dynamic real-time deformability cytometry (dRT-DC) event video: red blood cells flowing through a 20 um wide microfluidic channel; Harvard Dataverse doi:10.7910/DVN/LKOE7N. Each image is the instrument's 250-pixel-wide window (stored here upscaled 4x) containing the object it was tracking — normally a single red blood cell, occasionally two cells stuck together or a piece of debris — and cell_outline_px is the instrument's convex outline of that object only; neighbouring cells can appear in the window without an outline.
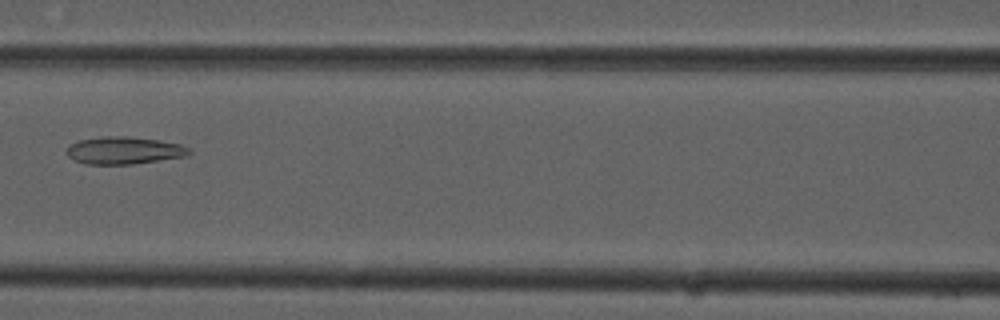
{"species": "common noctule bat (a hibernating species)", "species_latin": "Nyctalus noctula", "temperature_condition": "cold", "stored_images_in_passage": 6, "camera_frame_rate_fps": 3000, "um_per_image_px": 0.085, "animal": {"sex": "male", "forearm_length_mm": 52.5}, "frame": {"image": 1, "passage_image": 5, "time_ms": 1.333, "image_size_px": [1000, 320], "cell_outline_px": [[192, 152], [184, 156], [132, 164], [84, 164], [72, 160], [68, 156], [68, 148], [72, 144], [80, 140], [104, 136], [128, 136], [160, 140], [180, 144], [192, 148]], "centroid_in_image_um": [10.56, 12.78], "position_along_channel_um": 156.0, "area_um2": 19.48}}
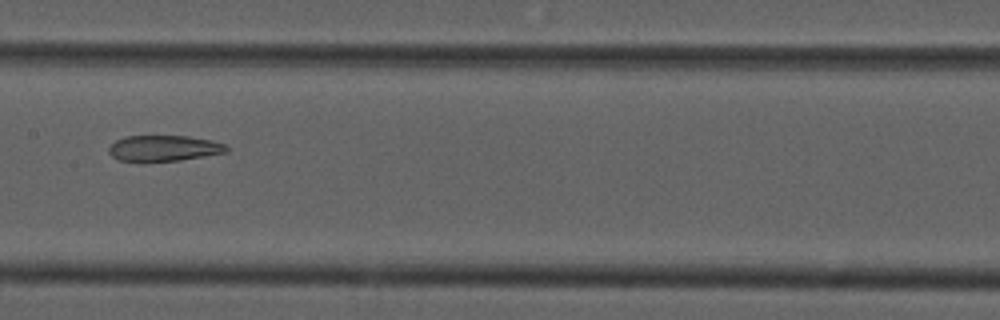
{"frame": {"image": 2, "passage_image": 6, "time_ms": 1.667, "image_size_px": [1000, 320], "cell_outline_px": [[228, 152], [180, 160], [120, 160], [112, 156], [108, 152], [108, 148], [116, 140], [128, 136], [188, 136], [212, 140], [224, 144], [228, 148]], "centroid_in_image_um": [13.96, 12.58], "position_along_channel_um": 193.4, "area_um2": 17.34}}